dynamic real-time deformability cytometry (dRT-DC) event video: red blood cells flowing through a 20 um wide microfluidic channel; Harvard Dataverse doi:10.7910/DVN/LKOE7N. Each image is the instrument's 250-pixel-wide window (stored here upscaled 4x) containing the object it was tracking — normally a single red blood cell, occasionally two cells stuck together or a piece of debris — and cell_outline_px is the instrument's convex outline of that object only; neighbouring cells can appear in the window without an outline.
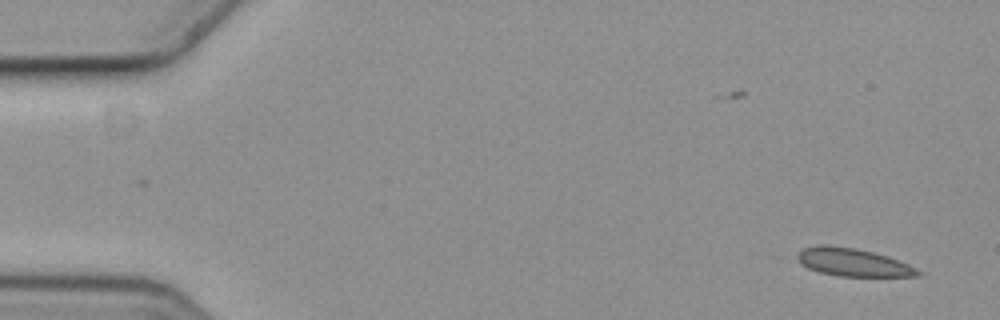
{"species": "common noctule bat (a hibernating species)", "species_latin": "Nyctalus noctula", "temperature_condition": "cold", "stored_images_in_passage": 8, "camera_frame_rate_fps": 3000, "um_per_image_px": 0.085, "animal": {"sex": "female", "body_mass_g": 19.3, "forearm_length_mm": 54.1}, "frame": {"image": 1, "passage_image": 1, "time_ms": 0.0, "image_size_px": [1000, 320], "cell_outline_px": [[924, 272], [920, 276], [840, 276], [820, 272], [808, 268], [800, 264], [796, 256], [800, 248], [820, 244], [828, 244], [856, 248], [888, 256], [908, 264]], "centroid_in_image_um": [72.47, 22.28], "position_along_channel_um": 12.5, "area_um2": 19.83}}
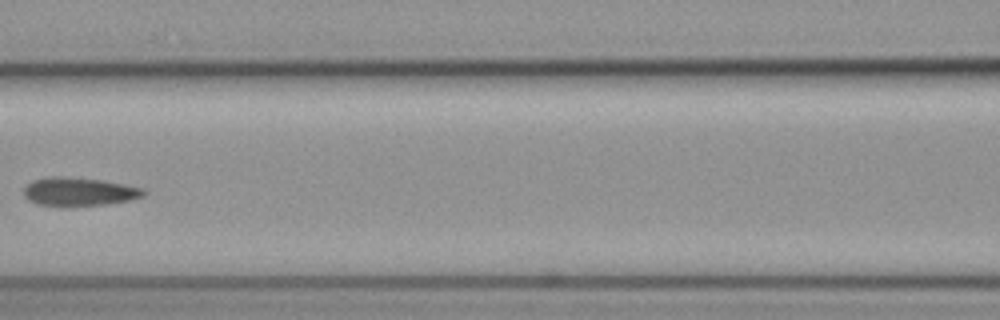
{"frame": {"image": 2, "passage_image": 7, "time_ms": 2.0, "image_size_px": [1000, 320], "cell_outline_px": [[148, 192], [144, 196], [132, 200], [108, 204], [36, 204], [28, 200], [24, 196], [24, 188], [32, 180], [48, 176], [64, 176], [100, 180], [124, 184], [144, 188]], "centroid_in_image_um": [6.76, 16.26], "position_along_channel_um": 159.8, "area_um2": 19.54}}
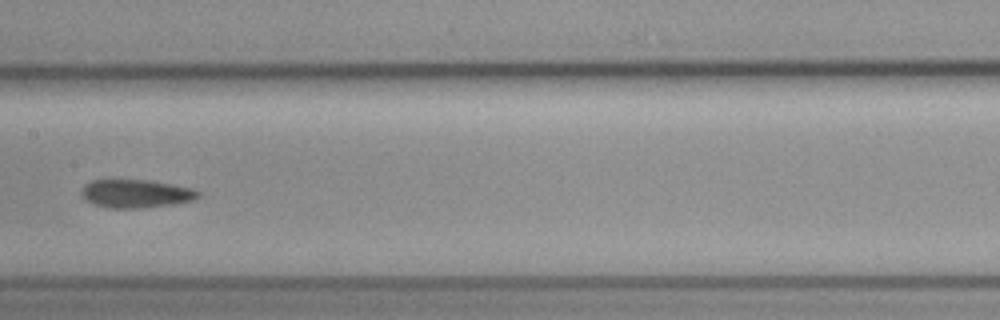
{"frame": {"image": 3, "passage_image": 8, "time_ms": 2.333, "image_size_px": [1000, 320], "cell_outline_px": [[200, 196], [192, 200], [176, 204], [144, 208], [108, 208], [92, 204], [84, 200], [80, 192], [84, 184], [92, 180], [148, 180], [192, 188], [200, 192]], "centroid_in_image_um": [11.52, 16.47], "position_along_channel_um": 195.9, "area_um2": 19.42}}